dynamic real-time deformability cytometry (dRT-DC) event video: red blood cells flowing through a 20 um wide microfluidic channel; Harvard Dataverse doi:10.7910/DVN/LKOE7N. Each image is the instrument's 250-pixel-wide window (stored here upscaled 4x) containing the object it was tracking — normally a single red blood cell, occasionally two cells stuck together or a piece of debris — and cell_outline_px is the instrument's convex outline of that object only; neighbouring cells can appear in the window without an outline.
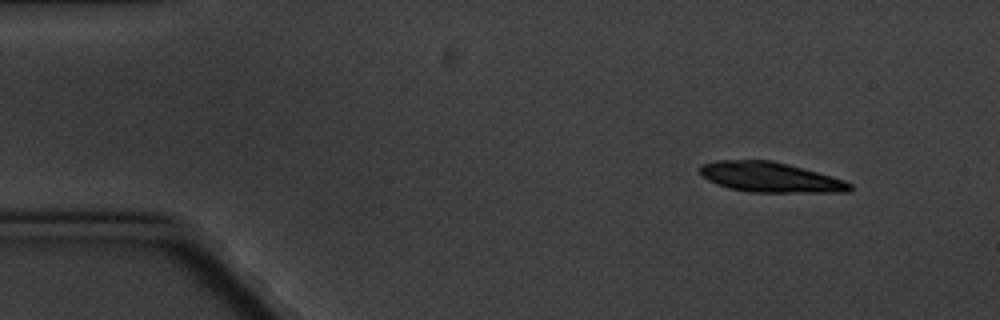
{"species": "common noctule bat (a hibernating species)", "species_latin": "Nyctalus noctula", "temperature_condition": "cold", "stored_images_in_passage": 4, "camera_frame_rate_fps": 3000, "um_per_image_px": 0.085, "animal": {"sex": "male", "body_mass_g": 20.1, "forearm_length_mm": 53.5}, "frame": {"image": 1, "passage_image": 1, "time_ms": 0.0, "image_size_px": [1000, 320], "cell_outline_px": [[852, 188], [848, 192], [748, 192], [728, 188], [708, 180], [700, 172], [700, 164], [720, 160], [772, 160], [788, 164], [844, 180], [852, 184]], "centroid_in_image_um": [65.46, 15.07], "position_along_channel_um": 19.5, "area_um2": 26.07}}
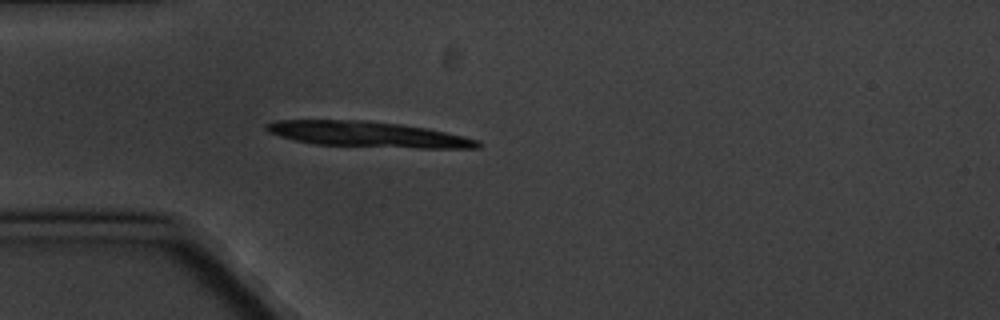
{"frame": {"image": 2, "passage_image": 4, "time_ms": 3.333, "image_size_px": [1000, 320], "cell_outline_px": [[480, 148], [416, 148], [316, 144], [296, 140], [280, 136], [268, 132], [264, 128], [264, 124], [276, 120], [368, 120], [400, 124], [424, 128], [464, 136], [480, 140]], "centroid_in_image_um": [31.25, 11.41], "position_along_channel_um": 53.7, "area_um2": 31.27}}